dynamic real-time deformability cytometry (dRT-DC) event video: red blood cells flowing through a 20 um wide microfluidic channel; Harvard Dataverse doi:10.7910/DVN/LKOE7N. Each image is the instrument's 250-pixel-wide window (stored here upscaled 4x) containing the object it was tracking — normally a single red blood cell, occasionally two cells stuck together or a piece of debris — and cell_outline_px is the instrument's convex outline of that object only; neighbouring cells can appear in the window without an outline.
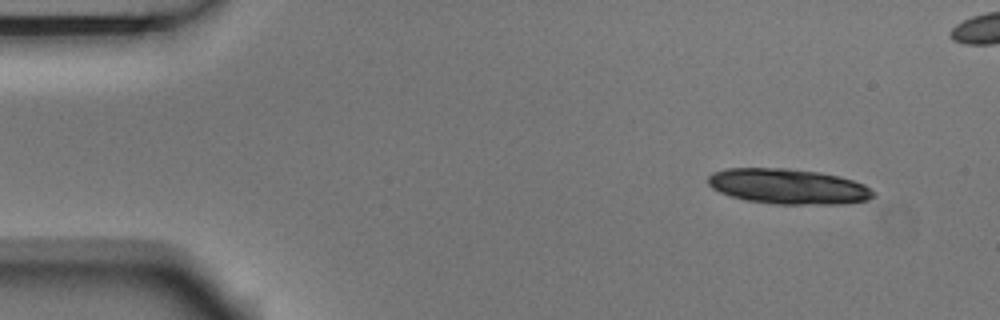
{"species": "Egyptian fruit bat (a non-hibernating species)", "species_latin": "Rousettus aegyptiacus", "temperature_condition": "room temperature", "stored_images_in_passage": 4, "camera_frame_rate_fps": 3000, "um_per_image_px": 0.085, "animal": {"sex": "male"}, "frame": {"image": 1, "passage_image": 1, "time_ms": 0.0, "image_size_px": [1000, 320], "cell_outline_px": [[876, 196], [868, 200], [840, 204], [776, 204], [748, 200], [732, 196], [720, 192], [712, 188], [708, 184], [708, 176], [712, 172], [728, 168], [784, 168], [820, 172], [840, 176], [864, 184], [876, 192]], "centroid_in_image_um": [67.03, 15.84], "position_along_channel_um": 18.0, "area_um2": 34.04}}